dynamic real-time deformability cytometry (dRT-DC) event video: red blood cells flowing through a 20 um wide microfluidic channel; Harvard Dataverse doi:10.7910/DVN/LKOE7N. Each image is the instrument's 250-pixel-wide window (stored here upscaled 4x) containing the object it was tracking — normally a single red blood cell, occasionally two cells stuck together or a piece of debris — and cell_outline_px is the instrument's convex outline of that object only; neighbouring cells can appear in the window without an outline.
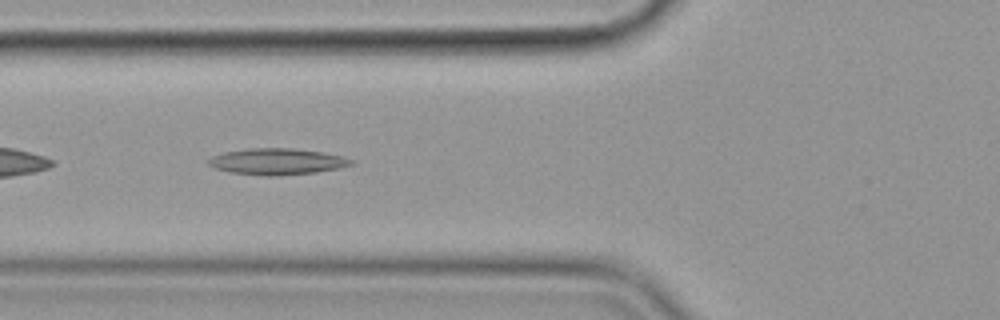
{"species": "common noctule bat (a hibernating species)", "species_latin": "Nyctalus noctula", "temperature_condition": "cold", "stored_images_in_passage": 41, "segment_of_instrument_passage": [1, 2], "camera_frame_rate_fps": 3000, "um_per_image_px": 0.085, "animal": {"sex": "female", "body_mass_g": 19.9}, "frame": {"image": 1, "passage_image": 6, "time_ms": 1.667, "image_size_px": [1000, 320], "cell_outline_px": [[352, 164], [340, 168], [316, 172], [276, 176], [268, 176], [228, 172], [216, 168], [208, 164], [208, 160], [212, 156], [224, 152], [248, 148], [292, 148], [324, 152], [344, 156], [352, 160]], "centroid_in_image_um": [23.56, 13.73], "position_along_channel_um": 102.2, "area_um2": 21.91}}
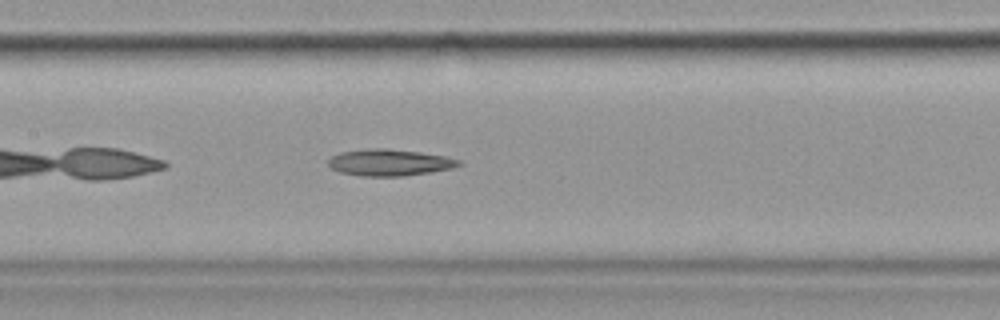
{"frame": {"image": 2, "passage_image": 12, "time_ms": 3.667, "image_size_px": [1000, 320], "cell_outline_px": [[464, 164], [452, 168], [428, 172], [400, 176], [360, 176], [340, 172], [332, 168], [328, 164], [328, 160], [332, 156], [340, 152], [372, 148], [388, 148], [420, 152], [444, 156], [460, 160]], "centroid_in_image_um": [33.1, 13.81], "position_along_channel_um": 174.3, "area_um2": 20.11}}
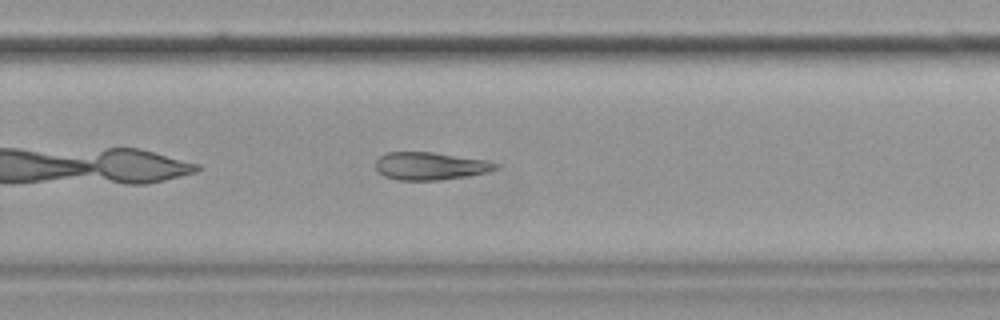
{"frame": {"image": 3, "passage_image": 22, "time_ms": 7.0, "image_size_px": [1000, 320], "cell_outline_px": [[500, 164], [496, 168], [488, 172], [440, 180], [396, 180], [384, 176], [376, 168], [376, 160], [380, 156], [388, 152], [432, 152], [484, 160]], "centroid_in_image_um": [36.54, 14.11], "position_along_channel_um": 293.3, "area_um2": 19.13}}